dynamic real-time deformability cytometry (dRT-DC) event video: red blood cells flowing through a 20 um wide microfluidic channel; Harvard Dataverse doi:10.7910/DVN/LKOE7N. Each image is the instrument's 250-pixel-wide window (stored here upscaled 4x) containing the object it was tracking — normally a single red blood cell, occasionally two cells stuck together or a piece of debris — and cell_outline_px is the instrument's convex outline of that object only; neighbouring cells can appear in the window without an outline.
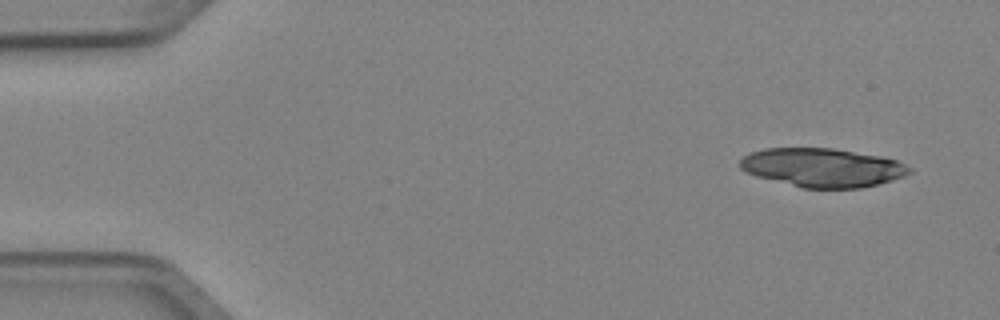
{"species": "Egyptian fruit bat (a non-hibernating species)", "species_latin": "Rousettus aegyptiacus", "temperature_condition": "cold", "stored_images_in_passage": 3, "camera_frame_rate_fps": 3000, "um_per_image_px": 0.085, "animal": {"sex": "female"}, "frame": {"image": 1, "passage_image": 1, "time_ms": 0.0, "image_size_px": [1000, 320], "cell_outline_px": [[912, 172], [904, 176], [892, 180], [860, 188], [804, 188], [756, 176], [740, 168], [740, 160], [744, 156], [752, 152], [764, 148], [832, 148], [880, 156], [896, 160], [912, 168]], "centroid_in_image_um": [69.92, 14.24], "position_along_channel_um": 15.1, "area_um2": 37.97}}